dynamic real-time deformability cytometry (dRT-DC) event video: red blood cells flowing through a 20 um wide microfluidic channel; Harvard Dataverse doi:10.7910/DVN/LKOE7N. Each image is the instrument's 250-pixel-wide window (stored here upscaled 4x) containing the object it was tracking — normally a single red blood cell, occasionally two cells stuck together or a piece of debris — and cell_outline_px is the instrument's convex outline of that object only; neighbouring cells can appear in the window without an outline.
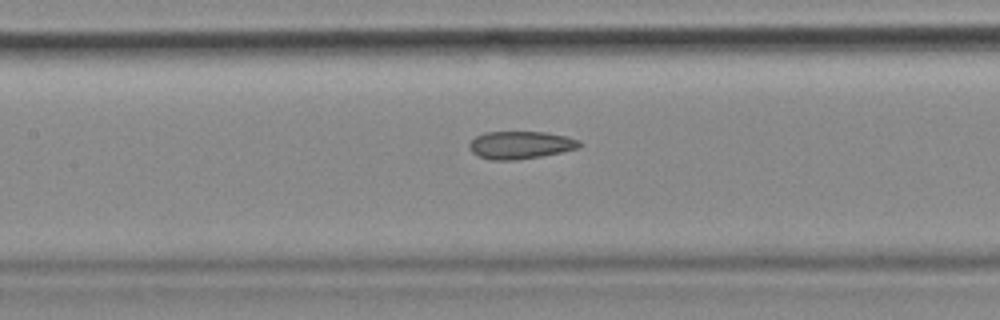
{"species": "common noctule bat (a hibernating species)", "species_latin": "Nyctalus noctula", "temperature_condition": "cold", "stored_images_in_passage": 43, "camera_frame_rate_fps": 3000, "um_per_image_px": 0.085, "animal": {"sex": "female", "body_mass_g": 18.4}, "frame": {"image": 1, "passage_image": 13, "time_ms": 4.0, "image_size_px": [1000, 320], "cell_outline_px": [[584, 144], [580, 148], [540, 156], [512, 160], [492, 160], [480, 156], [472, 152], [468, 148], [468, 144], [476, 136], [484, 132], [548, 132], [568, 136], [580, 140]], "centroid_in_image_um": [44.28, 12.31], "position_along_channel_um": 163.1, "area_um2": 17.86}, "authors_computed_cell_mechanics": {"area_um2": 17.9758, "velocity_mm_per_s": 3.6666, "shape_relaxation_time_tau1_ms": null, "shape_relaxation_time_tau2_ms": 3.0638, "deformation_change_tau1": null, "deformation_change_tau2": 0.1089}}